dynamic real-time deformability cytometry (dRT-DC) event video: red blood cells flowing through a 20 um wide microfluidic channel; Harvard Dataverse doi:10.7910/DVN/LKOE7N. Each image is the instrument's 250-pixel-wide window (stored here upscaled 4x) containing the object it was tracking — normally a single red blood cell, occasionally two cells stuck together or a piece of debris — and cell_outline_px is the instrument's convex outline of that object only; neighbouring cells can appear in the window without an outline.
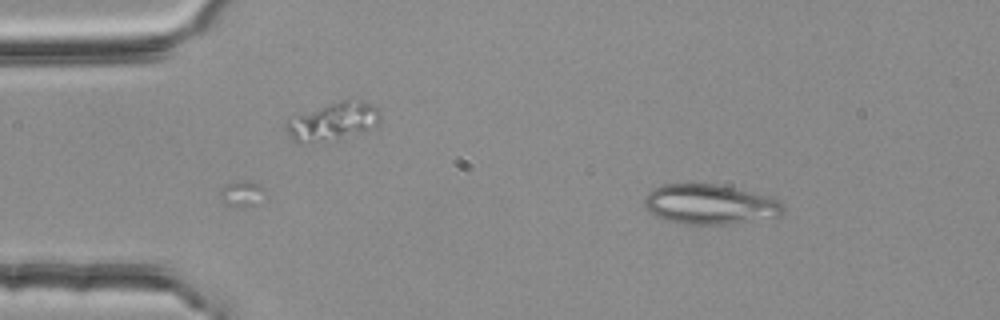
{"species": "common noctule bat (a hibernating species)", "species_latin": "Nyctalus noctula", "temperature_condition": "room temperature", "stored_images_in_passage": 8, "camera_frame_rate_fps": 3000, "um_per_image_px": 0.085, "animal": {"sex": "female", "body_mass_g": 25.1}, "frame": {"image": 1, "passage_image": 8, "time_ms": 2.333, "image_size_px": [1000, 320], "cell_outline_px": [[784, 212], [780, 216], [728, 224], [684, 224], [664, 220], [648, 212], [644, 204], [644, 196], [652, 188], [664, 184], [720, 184], [772, 196], [784, 204]], "centroid_in_image_um": [60.34, 17.36], "position_along_channel_um": 24.7, "area_um2": 32.71}}